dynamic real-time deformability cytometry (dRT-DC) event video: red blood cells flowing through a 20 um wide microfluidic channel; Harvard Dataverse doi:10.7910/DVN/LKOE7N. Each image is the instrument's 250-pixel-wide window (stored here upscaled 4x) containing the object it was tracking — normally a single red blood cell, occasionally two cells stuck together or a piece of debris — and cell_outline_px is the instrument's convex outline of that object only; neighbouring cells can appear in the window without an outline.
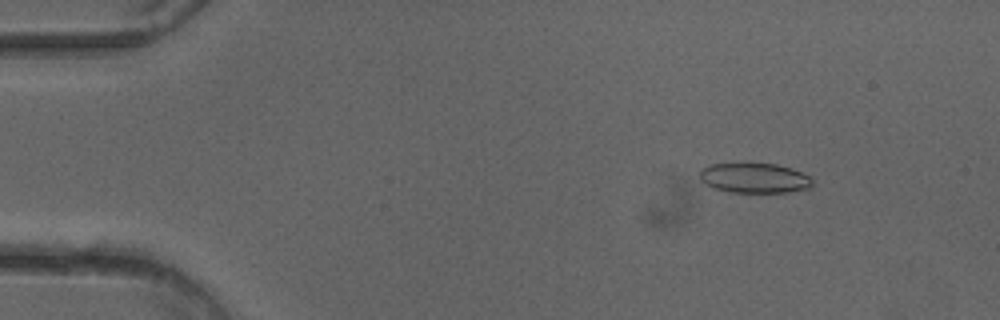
{"species": "common noctule bat (a hibernating species)", "species_latin": "Nyctalus noctula", "temperature_condition": "cold", "stored_images_in_passage": 51, "camera_frame_rate_fps": 3000, "um_per_image_px": 0.085, "animal": {"sex": "female"}, "frame": {"image": 1, "passage_image": 7, "time_ms": 2.0, "image_size_px": [1000, 320], "cell_outline_px": [[816, 184], [808, 188], [788, 192], [728, 192], [712, 188], [704, 184], [700, 180], [700, 168], [708, 164], [776, 164], [792, 168], [808, 176]], "centroid_in_image_um": [64.09, 15.14], "position_along_channel_um": 20.9, "area_um2": 19.77}}
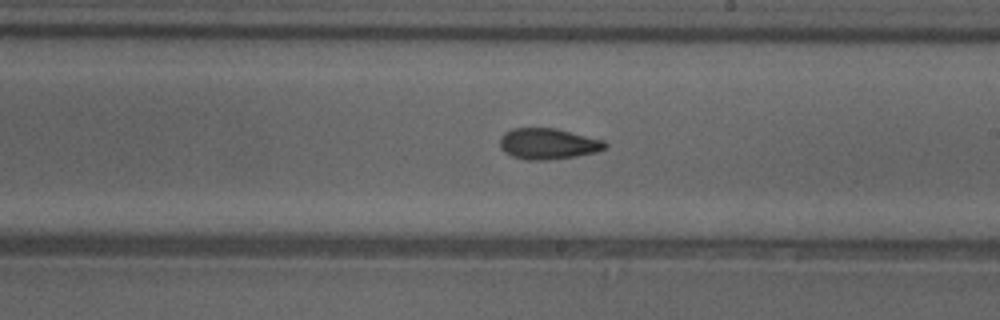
{"frame": {"image": 2, "passage_image": 30, "time_ms": 9.667, "image_size_px": [1000, 320], "cell_outline_px": [[608, 148], [596, 152], [576, 156], [548, 160], [524, 160], [512, 156], [504, 152], [500, 148], [500, 136], [504, 132], [512, 128], [556, 128], [604, 140], [608, 144]], "centroid_in_image_um": [46.58, 12.22], "position_along_channel_um": 242.4, "area_um2": 19.25}}
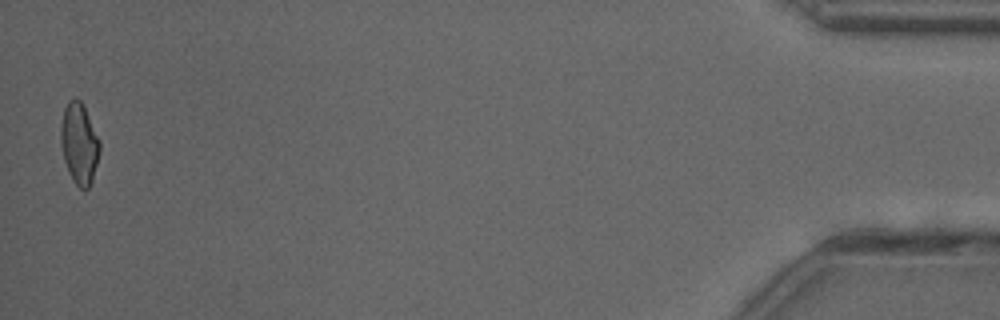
{"frame": {"image": 3, "passage_image": 51, "time_ms": 16.667, "image_size_px": [1000, 320], "cell_outline_px": [[100, 152], [92, 180], [88, 188], [80, 188], [72, 180], [64, 160], [60, 144], [60, 128], [64, 108], [68, 100], [72, 96], [76, 96], [80, 100], [100, 140]], "centroid_in_image_um": [6.72, 12.17], "position_along_channel_um": 428.5, "area_um2": 18.44}, "authors_computed_cell_mechanics": {"area_um2": 19.2474, "velocity_mm_per_s": 4.0376, "shape_relaxation_time_tau1_ms": null, "shape_relaxation_time_tau2_ms": 2.5332, "deformation_change_tau1": null, "deformation_change_tau2": 0.0913}}